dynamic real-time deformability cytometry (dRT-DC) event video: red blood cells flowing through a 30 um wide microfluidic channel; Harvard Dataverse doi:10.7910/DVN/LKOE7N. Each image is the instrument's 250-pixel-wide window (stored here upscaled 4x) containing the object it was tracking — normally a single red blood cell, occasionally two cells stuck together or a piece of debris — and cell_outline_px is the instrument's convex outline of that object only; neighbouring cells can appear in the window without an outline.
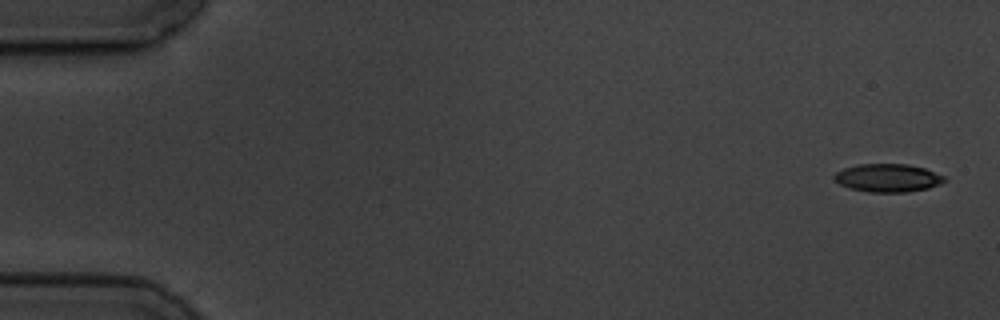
{"species": "common noctule bat (a hibernating species)", "species_latin": "Nyctalus noctula", "temperature_condition": "cold", "stored_images_in_passage": 11, "camera_frame_rate_fps": 3000, "um_per_image_px": 0.085, "animal": {"sex": "male", "body_mass_g": 19.5, "forearm_length_mm": 54.6}, "frame": {"image": 1, "passage_image": 1, "time_ms": 0.0, "image_size_px": [1000, 320], "cell_outline_px": [[944, 180], [940, 184], [928, 188], [904, 192], [868, 192], [848, 188], [840, 184], [832, 176], [836, 172], [844, 168], [856, 164], [908, 164], [924, 168], [944, 176]], "centroid_in_image_um": [75.42, 15.12], "position_along_channel_um": 9.6, "area_um2": 17.98}}
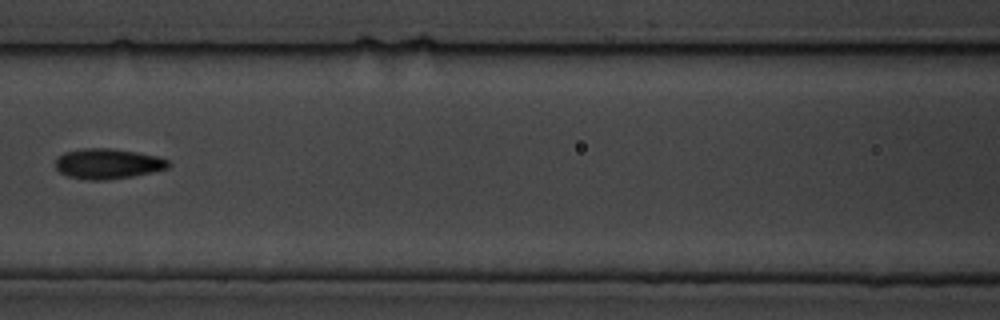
{"frame": {"image": 2, "passage_image": 7, "time_ms": 8.0, "image_size_px": [1000, 320], "cell_outline_px": [[172, 164], [168, 168], [152, 172], [132, 176], [104, 180], [88, 180], [68, 176], [60, 172], [56, 168], [56, 160], [64, 152], [84, 148], [112, 148], [136, 152], [156, 156], [168, 160]], "centroid_in_image_um": [9.17, 13.91], "position_along_channel_um": 157.4, "area_um2": 19.83}}
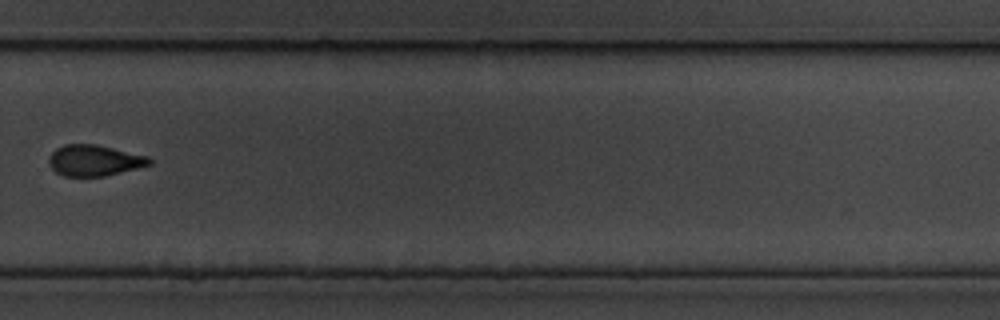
{"frame": {"image": 3, "passage_image": 11, "time_ms": 12.667, "image_size_px": [1000, 320], "cell_outline_px": [[152, 164], [104, 176], [64, 176], [56, 172], [48, 164], [48, 160], [52, 152], [56, 148], [64, 144], [96, 144], [148, 156], [152, 160]], "centroid_in_image_um": [8.0, 13.63], "position_along_channel_um": 321.8, "area_um2": 18.09}}